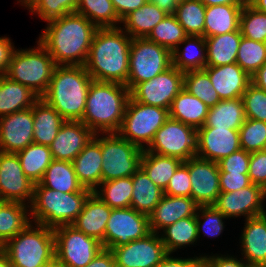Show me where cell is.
<instances>
[{"mask_svg":"<svg viewBox=\"0 0 266 267\" xmlns=\"http://www.w3.org/2000/svg\"><path fill=\"white\" fill-rule=\"evenodd\" d=\"M47 23L38 41L56 65L84 66L98 28L76 12L51 19Z\"/></svg>","mask_w":266,"mask_h":267,"instance_id":"cell-1","label":"cell"},{"mask_svg":"<svg viewBox=\"0 0 266 267\" xmlns=\"http://www.w3.org/2000/svg\"><path fill=\"white\" fill-rule=\"evenodd\" d=\"M132 38L120 27L98 28L84 68L93 80L127 84Z\"/></svg>","mask_w":266,"mask_h":267,"instance_id":"cell-2","label":"cell"},{"mask_svg":"<svg viewBox=\"0 0 266 267\" xmlns=\"http://www.w3.org/2000/svg\"><path fill=\"white\" fill-rule=\"evenodd\" d=\"M129 98L125 84L92 80L80 121L95 134L117 133Z\"/></svg>","mask_w":266,"mask_h":267,"instance_id":"cell-3","label":"cell"},{"mask_svg":"<svg viewBox=\"0 0 266 267\" xmlns=\"http://www.w3.org/2000/svg\"><path fill=\"white\" fill-rule=\"evenodd\" d=\"M92 80L84 66L57 65L41 99L66 121H80Z\"/></svg>","mask_w":266,"mask_h":267,"instance_id":"cell-4","label":"cell"},{"mask_svg":"<svg viewBox=\"0 0 266 267\" xmlns=\"http://www.w3.org/2000/svg\"><path fill=\"white\" fill-rule=\"evenodd\" d=\"M92 193L83 188L79 192L62 193L44 187L40 182L34 185V196L30 205L31 222L55 229L71 225L82 211L84 203Z\"/></svg>","mask_w":266,"mask_h":267,"instance_id":"cell-5","label":"cell"},{"mask_svg":"<svg viewBox=\"0 0 266 267\" xmlns=\"http://www.w3.org/2000/svg\"><path fill=\"white\" fill-rule=\"evenodd\" d=\"M34 224L36 226L30 222L4 244L2 250L7 254L12 267H41L55 259L53 229Z\"/></svg>","mask_w":266,"mask_h":267,"instance_id":"cell-6","label":"cell"},{"mask_svg":"<svg viewBox=\"0 0 266 267\" xmlns=\"http://www.w3.org/2000/svg\"><path fill=\"white\" fill-rule=\"evenodd\" d=\"M38 46L31 49L14 50L5 76L28 87L41 98L47 91L56 63L37 41Z\"/></svg>","mask_w":266,"mask_h":267,"instance_id":"cell-7","label":"cell"},{"mask_svg":"<svg viewBox=\"0 0 266 267\" xmlns=\"http://www.w3.org/2000/svg\"><path fill=\"white\" fill-rule=\"evenodd\" d=\"M168 118V109L146 105L134 101L130 97L121 127L117 133L125 140L144 150L150 145L155 133Z\"/></svg>","mask_w":266,"mask_h":267,"instance_id":"cell-8","label":"cell"},{"mask_svg":"<svg viewBox=\"0 0 266 267\" xmlns=\"http://www.w3.org/2000/svg\"><path fill=\"white\" fill-rule=\"evenodd\" d=\"M172 66L171 51L147 38H133L126 86L149 81Z\"/></svg>","mask_w":266,"mask_h":267,"instance_id":"cell-9","label":"cell"},{"mask_svg":"<svg viewBox=\"0 0 266 267\" xmlns=\"http://www.w3.org/2000/svg\"><path fill=\"white\" fill-rule=\"evenodd\" d=\"M103 136L101 182L132 176L140 168L143 149L125 140L118 133H104Z\"/></svg>","mask_w":266,"mask_h":267,"instance_id":"cell-10","label":"cell"},{"mask_svg":"<svg viewBox=\"0 0 266 267\" xmlns=\"http://www.w3.org/2000/svg\"><path fill=\"white\" fill-rule=\"evenodd\" d=\"M55 259L61 267H85L104 249L102 243L72 225L53 229Z\"/></svg>","mask_w":266,"mask_h":267,"instance_id":"cell-11","label":"cell"},{"mask_svg":"<svg viewBox=\"0 0 266 267\" xmlns=\"http://www.w3.org/2000/svg\"><path fill=\"white\" fill-rule=\"evenodd\" d=\"M144 150L187 161L196 156L197 129L169 117Z\"/></svg>","mask_w":266,"mask_h":267,"instance_id":"cell-12","label":"cell"},{"mask_svg":"<svg viewBox=\"0 0 266 267\" xmlns=\"http://www.w3.org/2000/svg\"><path fill=\"white\" fill-rule=\"evenodd\" d=\"M183 87L184 72L171 66L153 79L136 84L130 90V97L134 101L169 110Z\"/></svg>","mask_w":266,"mask_h":267,"instance_id":"cell-13","label":"cell"},{"mask_svg":"<svg viewBox=\"0 0 266 267\" xmlns=\"http://www.w3.org/2000/svg\"><path fill=\"white\" fill-rule=\"evenodd\" d=\"M149 233L151 230L147 215L132 207L112 209L105 229L104 249L128 244Z\"/></svg>","mask_w":266,"mask_h":267,"instance_id":"cell-14","label":"cell"},{"mask_svg":"<svg viewBox=\"0 0 266 267\" xmlns=\"http://www.w3.org/2000/svg\"><path fill=\"white\" fill-rule=\"evenodd\" d=\"M158 234L151 232L142 239L110 248L116 267H156L168 255Z\"/></svg>","mask_w":266,"mask_h":267,"instance_id":"cell-15","label":"cell"},{"mask_svg":"<svg viewBox=\"0 0 266 267\" xmlns=\"http://www.w3.org/2000/svg\"><path fill=\"white\" fill-rule=\"evenodd\" d=\"M34 185L24 174L17 154L0 152V201L31 205Z\"/></svg>","mask_w":266,"mask_h":267,"instance_id":"cell-16","label":"cell"},{"mask_svg":"<svg viewBox=\"0 0 266 267\" xmlns=\"http://www.w3.org/2000/svg\"><path fill=\"white\" fill-rule=\"evenodd\" d=\"M265 198L266 190L251 184L237 191L220 192L213 206L227 218L245 216L248 219L266 213L263 206Z\"/></svg>","mask_w":266,"mask_h":267,"instance_id":"cell-17","label":"cell"},{"mask_svg":"<svg viewBox=\"0 0 266 267\" xmlns=\"http://www.w3.org/2000/svg\"><path fill=\"white\" fill-rule=\"evenodd\" d=\"M184 163L189 168L191 197L199 206H213L220 194L218 163L197 156Z\"/></svg>","mask_w":266,"mask_h":267,"instance_id":"cell-18","label":"cell"},{"mask_svg":"<svg viewBox=\"0 0 266 267\" xmlns=\"http://www.w3.org/2000/svg\"><path fill=\"white\" fill-rule=\"evenodd\" d=\"M32 107L0 117V152L17 153L33 143Z\"/></svg>","mask_w":266,"mask_h":267,"instance_id":"cell-19","label":"cell"},{"mask_svg":"<svg viewBox=\"0 0 266 267\" xmlns=\"http://www.w3.org/2000/svg\"><path fill=\"white\" fill-rule=\"evenodd\" d=\"M241 149L239 130L222 128L197 129L196 156L218 162Z\"/></svg>","mask_w":266,"mask_h":267,"instance_id":"cell-20","label":"cell"},{"mask_svg":"<svg viewBox=\"0 0 266 267\" xmlns=\"http://www.w3.org/2000/svg\"><path fill=\"white\" fill-rule=\"evenodd\" d=\"M94 135L81 121H65L49 145L53 160L72 162Z\"/></svg>","mask_w":266,"mask_h":267,"instance_id":"cell-21","label":"cell"},{"mask_svg":"<svg viewBox=\"0 0 266 267\" xmlns=\"http://www.w3.org/2000/svg\"><path fill=\"white\" fill-rule=\"evenodd\" d=\"M199 205L192 197L163 195L149 215L151 232L159 233L179 219L196 216Z\"/></svg>","mask_w":266,"mask_h":267,"instance_id":"cell-22","label":"cell"},{"mask_svg":"<svg viewBox=\"0 0 266 267\" xmlns=\"http://www.w3.org/2000/svg\"><path fill=\"white\" fill-rule=\"evenodd\" d=\"M204 70L221 100L242 97L251 83V77L237 63L205 67Z\"/></svg>","mask_w":266,"mask_h":267,"instance_id":"cell-23","label":"cell"},{"mask_svg":"<svg viewBox=\"0 0 266 267\" xmlns=\"http://www.w3.org/2000/svg\"><path fill=\"white\" fill-rule=\"evenodd\" d=\"M245 221L240 237L244 261L251 267H266V213Z\"/></svg>","mask_w":266,"mask_h":267,"instance_id":"cell-24","label":"cell"},{"mask_svg":"<svg viewBox=\"0 0 266 267\" xmlns=\"http://www.w3.org/2000/svg\"><path fill=\"white\" fill-rule=\"evenodd\" d=\"M101 133L95 134L84 149L72 161L79 183L92 192L101 183L102 153Z\"/></svg>","mask_w":266,"mask_h":267,"instance_id":"cell-25","label":"cell"},{"mask_svg":"<svg viewBox=\"0 0 266 267\" xmlns=\"http://www.w3.org/2000/svg\"><path fill=\"white\" fill-rule=\"evenodd\" d=\"M111 210L112 208L92 192L71 225L86 235L98 239L104 248L105 229Z\"/></svg>","mask_w":266,"mask_h":267,"instance_id":"cell-26","label":"cell"},{"mask_svg":"<svg viewBox=\"0 0 266 267\" xmlns=\"http://www.w3.org/2000/svg\"><path fill=\"white\" fill-rule=\"evenodd\" d=\"M244 4L214 5L206 7L204 37L238 31Z\"/></svg>","mask_w":266,"mask_h":267,"instance_id":"cell-27","label":"cell"},{"mask_svg":"<svg viewBox=\"0 0 266 267\" xmlns=\"http://www.w3.org/2000/svg\"><path fill=\"white\" fill-rule=\"evenodd\" d=\"M32 114L34 117L33 142L49 146L66 120L41 98L33 104Z\"/></svg>","mask_w":266,"mask_h":267,"instance_id":"cell-28","label":"cell"},{"mask_svg":"<svg viewBox=\"0 0 266 267\" xmlns=\"http://www.w3.org/2000/svg\"><path fill=\"white\" fill-rule=\"evenodd\" d=\"M246 120L242 97L221 100L208 109V114L201 128H222L239 130Z\"/></svg>","mask_w":266,"mask_h":267,"instance_id":"cell-29","label":"cell"},{"mask_svg":"<svg viewBox=\"0 0 266 267\" xmlns=\"http://www.w3.org/2000/svg\"><path fill=\"white\" fill-rule=\"evenodd\" d=\"M38 99L25 85L0 76V117L31 108Z\"/></svg>","mask_w":266,"mask_h":267,"instance_id":"cell-30","label":"cell"},{"mask_svg":"<svg viewBox=\"0 0 266 267\" xmlns=\"http://www.w3.org/2000/svg\"><path fill=\"white\" fill-rule=\"evenodd\" d=\"M167 14L153 2L147 1L139 9L132 11L121 20V23L125 24L122 29L132 39L146 38Z\"/></svg>","mask_w":266,"mask_h":267,"instance_id":"cell-31","label":"cell"},{"mask_svg":"<svg viewBox=\"0 0 266 267\" xmlns=\"http://www.w3.org/2000/svg\"><path fill=\"white\" fill-rule=\"evenodd\" d=\"M241 39L242 34L240 29L226 34L206 37V67H216L236 63Z\"/></svg>","mask_w":266,"mask_h":267,"instance_id":"cell-32","label":"cell"},{"mask_svg":"<svg viewBox=\"0 0 266 267\" xmlns=\"http://www.w3.org/2000/svg\"><path fill=\"white\" fill-rule=\"evenodd\" d=\"M181 44H186L182 51L176 47L171 52L172 66L182 72L204 69L207 63L205 37L188 35L179 46Z\"/></svg>","mask_w":266,"mask_h":267,"instance_id":"cell-33","label":"cell"},{"mask_svg":"<svg viewBox=\"0 0 266 267\" xmlns=\"http://www.w3.org/2000/svg\"><path fill=\"white\" fill-rule=\"evenodd\" d=\"M208 109L205 103L182 89L173 99L169 109V117L199 129L205 123Z\"/></svg>","mask_w":266,"mask_h":267,"instance_id":"cell-34","label":"cell"},{"mask_svg":"<svg viewBox=\"0 0 266 267\" xmlns=\"http://www.w3.org/2000/svg\"><path fill=\"white\" fill-rule=\"evenodd\" d=\"M132 182L130 207L149 217L164 195L163 190L154 184L141 167L132 175Z\"/></svg>","mask_w":266,"mask_h":267,"instance_id":"cell-35","label":"cell"},{"mask_svg":"<svg viewBox=\"0 0 266 267\" xmlns=\"http://www.w3.org/2000/svg\"><path fill=\"white\" fill-rule=\"evenodd\" d=\"M29 207L21 202L0 201V249L31 222Z\"/></svg>","mask_w":266,"mask_h":267,"instance_id":"cell-36","label":"cell"},{"mask_svg":"<svg viewBox=\"0 0 266 267\" xmlns=\"http://www.w3.org/2000/svg\"><path fill=\"white\" fill-rule=\"evenodd\" d=\"M40 183L44 187L62 193L79 192L83 189L71 161L53 160Z\"/></svg>","mask_w":266,"mask_h":267,"instance_id":"cell-37","label":"cell"},{"mask_svg":"<svg viewBox=\"0 0 266 267\" xmlns=\"http://www.w3.org/2000/svg\"><path fill=\"white\" fill-rule=\"evenodd\" d=\"M182 163L183 161L178 158L158 155L143 150L140 167L154 184L164 191L170 178Z\"/></svg>","mask_w":266,"mask_h":267,"instance_id":"cell-38","label":"cell"},{"mask_svg":"<svg viewBox=\"0 0 266 267\" xmlns=\"http://www.w3.org/2000/svg\"><path fill=\"white\" fill-rule=\"evenodd\" d=\"M24 174L35 184L39 183L53 161L49 146L32 143L16 153Z\"/></svg>","mask_w":266,"mask_h":267,"instance_id":"cell-39","label":"cell"},{"mask_svg":"<svg viewBox=\"0 0 266 267\" xmlns=\"http://www.w3.org/2000/svg\"><path fill=\"white\" fill-rule=\"evenodd\" d=\"M162 242L168 254H172L178 248L181 249L197 242V221L196 216L179 219L175 223L163 229L160 234ZM183 246V247H182Z\"/></svg>","mask_w":266,"mask_h":267,"instance_id":"cell-40","label":"cell"},{"mask_svg":"<svg viewBox=\"0 0 266 267\" xmlns=\"http://www.w3.org/2000/svg\"><path fill=\"white\" fill-rule=\"evenodd\" d=\"M93 191L110 208H129L132 199V176L122 177L99 184Z\"/></svg>","mask_w":266,"mask_h":267,"instance_id":"cell-41","label":"cell"},{"mask_svg":"<svg viewBox=\"0 0 266 267\" xmlns=\"http://www.w3.org/2000/svg\"><path fill=\"white\" fill-rule=\"evenodd\" d=\"M76 13L86 17L97 28H115L121 23L111 0H78Z\"/></svg>","mask_w":266,"mask_h":267,"instance_id":"cell-42","label":"cell"},{"mask_svg":"<svg viewBox=\"0 0 266 267\" xmlns=\"http://www.w3.org/2000/svg\"><path fill=\"white\" fill-rule=\"evenodd\" d=\"M205 11L200 0H179L174 15L187 35L204 36Z\"/></svg>","mask_w":266,"mask_h":267,"instance_id":"cell-43","label":"cell"},{"mask_svg":"<svg viewBox=\"0 0 266 267\" xmlns=\"http://www.w3.org/2000/svg\"><path fill=\"white\" fill-rule=\"evenodd\" d=\"M183 89L205 103L208 108L221 101L204 69L184 72Z\"/></svg>","mask_w":266,"mask_h":267,"instance_id":"cell-44","label":"cell"},{"mask_svg":"<svg viewBox=\"0 0 266 267\" xmlns=\"http://www.w3.org/2000/svg\"><path fill=\"white\" fill-rule=\"evenodd\" d=\"M187 36L175 15L167 14L165 18L152 29L146 38L168 48L172 52L176 47H179V44Z\"/></svg>","mask_w":266,"mask_h":267,"instance_id":"cell-45","label":"cell"},{"mask_svg":"<svg viewBox=\"0 0 266 267\" xmlns=\"http://www.w3.org/2000/svg\"><path fill=\"white\" fill-rule=\"evenodd\" d=\"M236 63L250 76L266 63V43L242 36Z\"/></svg>","mask_w":266,"mask_h":267,"instance_id":"cell-46","label":"cell"},{"mask_svg":"<svg viewBox=\"0 0 266 267\" xmlns=\"http://www.w3.org/2000/svg\"><path fill=\"white\" fill-rule=\"evenodd\" d=\"M239 29L243 37L266 43V13L256 10L246 1L240 15Z\"/></svg>","mask_w":266,"mask_h":267,"instance_id":"cell-47","label":"cell"},{"mask_svg":"<svg viewBox=\"0 0 266 267\" xmlns=\"http://www.w3.org/2000/svg\"><path fill=\"white\" fill-rule=\"evenodd\" d=\"M241 149L252 153L264 150L266 146V122L248 119L239 129Z\"/></svg>","mask_w":266,"mask_h":267,"instance_id":"cell-48","label":"cell"},{"mask_svg":"<svg viewBox=\"0 0 266 267\" xmlns=\"http://www.w3.org/2000/svg\"><path fill=\"white\" fill-rule=\"evenodd\" d=\"M78 0H34L28 7L45 22L76 12Z\"/></svg>","mask_w":266,"mask_h":267,"instance_id":"cell-49","label":"cell"},{"mask_svg":"<svg viewBox=\"0 0 266 267\" xmlns=\"http://www.w3.org/2000/svg\"><path fill=\"white\" fill-rule=\"evenodd\" d=\"M201 218L204 220L203 222H201ZM224 219L228 218L214 206H199L196 213L198 238L201 237V231L204 236L215 238L219 236L223 232Z\"/></svg>","mask_w":266,"mask_h":267,"instance_id":"cell-50","label":"cell"},{"mask_svg":"<svg viewBox=\"0 0 266 267\" xmlns=\"http://www.w3.org/2000/svg\"><path fill=\"white\" fill-rule=\"evenodd\" d=\"M246 118L266 122V91L250 83L243 96Z\"/></svg>","mask_w":266,"mask_h":267,"instance_id":"cell-51","label":"cell"},{"mask_svg":"<svg viewBox=\"0 0 266 267\" xmlns=\"http://www.w3.org/2000/svg\"><path fill=\"white\" fill-rule=\"evenodd\" d=\"M163 193L168 196L191 197L189 168L184 162L176 169Z\"/></svg>","mask_w":266,"mask_h":267,"instance_id":"cell-52","label":"cell"},{"mask_svg":"<svg viewBox=\"0 0 266 267\" xmlns=\"http://www.w3.org/2000/svg\"><path fill=\"white\" fill-rule=\"evenodd\" d=\"M217 163L219 172L248 174L250 153L246 152L244 149H239Z\"/></svg>","mask_w":266,"mask_h":267,"instance_id":"cell-53","label":"cell"},{"mask_svg":"<svg viewBox=\"0 0 266 267\" xmlns=\"http://www.w3.org/2000/svg\"><path fill=\"white\" fill-rule=\"evenodd\" d=\"M248 176L252 184L262 186L266 190V151L250 153Z\"/></svg>","mask_w":266,"mask_h":267,"instance_id":"cell-54","label":"cell"},{"mask_svg":"<svg viewBox=\"0 0 266 267\" xmlns=\"http://www.w3.org/2000/svg\"><path fill=\"white\" fill-rule=\"evenodd\" d=\"M220 192H233L251 185L248 174L219 172Z\"/></svg>","mask_w":266,"mask_h":267,"instance_id":"cell-55","label":"cell"},{"mask_svg":"<svg viewBox=\"0 0 266 267\" xmlns=\"http://www.w3.org/2000/svg\"><path fill=\"white\" fill-rule=\"evenodd\" d=\"M204 256V267H251L242 258L238 260L236 257L222 255Z\"/></svg>","mask_w":266,"mask_h":267,"instance_id":"cell-56","label":"cell"},{"mask_svg":"<svg viewBox=\"0 0 266 267\" xmlns=\"http://www.w3.org/2000/svg\"><path fill=\"white\" fill-rule=\"evenodd\" d=\"M156 267H204V255L193 258H174L168 254Z\"/></svg>","mask_w":266,"mask_h":267,"instance_id":"cell-57","label":"cell"},{"mask_svg":"<svg viewBox=\"0 0 266 267\" xmlns=\"http://www.w3.org/2000/svg\"><path fill=\"white\" fill-rule=\"evenodd\" d=\"M115 12L120 20L127 16L132 11L139 9L147 0H111Z\"/></svg>","mask_w":266,"mask_h":267,"instance_id":"cell-58","label":"cell"},{"mask_svg":"<svg viewBox=\"0 0 266 267\" xmlns=\"http://www.w3.org/2000/svg\"><path fill=\"white\" fill-rule=\"evenodd\" d=\"M14 50L10 38L0 37V76L5 75Z\"/></svg>","mask_w":266,"mask_h":267,"instance_id":"cell-59","label":"cell"},{"mask_svg":"<svg viewBox=\"0 0 266 267\" xmlns=\"http://www.w3.org/2000/svg\"><path fill=\"white\" fill-rule=\"evenodd\" d=\"M85 267H116V264L110 249H102Z\"/></svg>","mask_w":266,"mask_h":267,"instance_id":"cell-60","label":"cell"},{"mask_svg":"<svg viewBox=\"0 0 266 267\" xmlns=\"http://www.w3.org/2000/svg\"><path fill=\"white\" fill-rule=\"evenodd\" d=\"M251 83L266 91V63L254 73Z\"/></svg>","mask_w":266,"mask_h":267,"instance_id":"cell-61","label":"cell"},{"mask_svg":"<svg viewBox=\"0 0 266 267\" xmlns=\"http://www.w3.org/2000/svg\"><path fill=\"white\" fill-rule=\"evenodd\" d=\"M153 2L168 14H174L179 0H147Z\"/></svg>","mask_w":266,"mask_h":267,"instance_id":"cell-62","label":"cell"},{"mask_svg":"<svg viewBox=\"0 0 266 267\" xmlns=\"http://www.w3.org/2000/svg\"><path fill=\"white\" fill-rule=\"evenodd\" d=\"M206 7L214 5L245 4L246 0H200Z\"/></svg>","mask_w":266,"mask_h":267,"instance_id":"cell-63","label":"cell"},{"mask_svg":"<svg viewBox=\"0 0 266 267\" xmlns=\"http://www.w3.org/2000/svg\"><path fill=\"white\" fill-rule=\"evenodd\" d=\"M256 10L266 13V0H246Z\"/></svg>","mask_w":266,"mask_h":267,"instance_id":"cell-64","label":"cell"},{"mask_svg":"<svg viewBox=\"0 0 266 267\" xmlns=\"http://www.w3.org/2000/svg\"><path fill=\"white\" fill-rule=\"evenodd\" d=\"M0 267H12L7 254L0 249Z\"/></svg>","mask_w":266,"mask_h":267,"instance_id":"cell-65","label":"cell"},{"mask_svg":"<svg viewBox=\"0 0 266 267\" xmlns=\"http://www.w3.org/2000/svg\"><path fill=\"white\" fill-rule=\"evenodd\" d=\"M41 267H61L59 265V263L56 261V259H54L53 261L49 262L48 264L46 265H43Z\"/></svg>","mask_w":266,"mask_h":267,"instance_id":"cell-66","label":"cell"},{"mask_svg":"<svg viewBox=\"0 0 266 267\" xmlns=\"http://www.w3.org/2000/svg\"><path fill=\"white\" fill-rule=\"evenodd\" d=\"M33 1L34 0H19L18 2H21V5L27 8Z\"/></svg>","mask_w":266,"mask_h":267,"instance_id":"cell-67","label":"cell"}]
</instances>
